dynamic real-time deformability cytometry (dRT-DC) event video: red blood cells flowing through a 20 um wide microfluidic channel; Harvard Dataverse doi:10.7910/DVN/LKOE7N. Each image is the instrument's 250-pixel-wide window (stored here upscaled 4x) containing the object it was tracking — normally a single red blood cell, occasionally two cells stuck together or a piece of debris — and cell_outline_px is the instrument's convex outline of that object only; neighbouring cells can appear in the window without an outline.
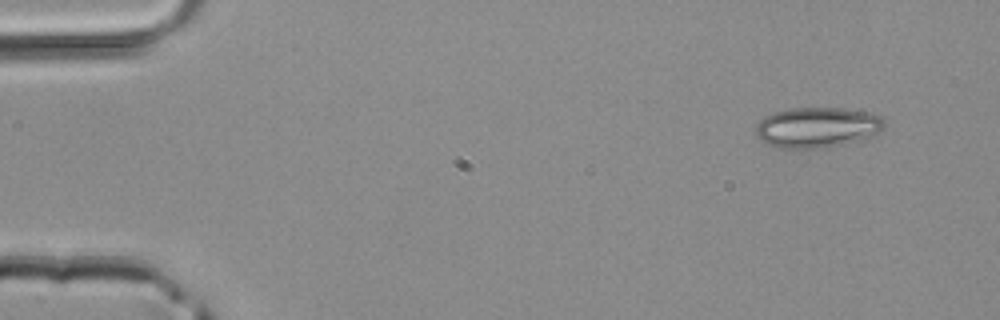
{"species": "common noctule bat (a hibernating species)", "species_latin": "Nyctalus noctula", "temperature_condition": "room temperature", "stored_images_in_passage": 5, "camera_frame_rate_fps": 3000, "um_per_image_px": 0.085, "animal": {"sex": "male", "body_mass_g": 20.4}, "frame": {"image": 1, "passage_image": 1, "time_ms": 0.0, "image_size_px": [1000, 320], "cell_outline_px": [[884, 124], [868, 140], [824, 148], [776, 148], [760, 140], [756, 136], [756, 124], [764, 116], [788, 108], [844, 108], [868, 112], [884, 116]], "centroid_in_image_um": [69.47, 10.84], "position_along_channel_um": 15.5, "area_um2": 30.69}}
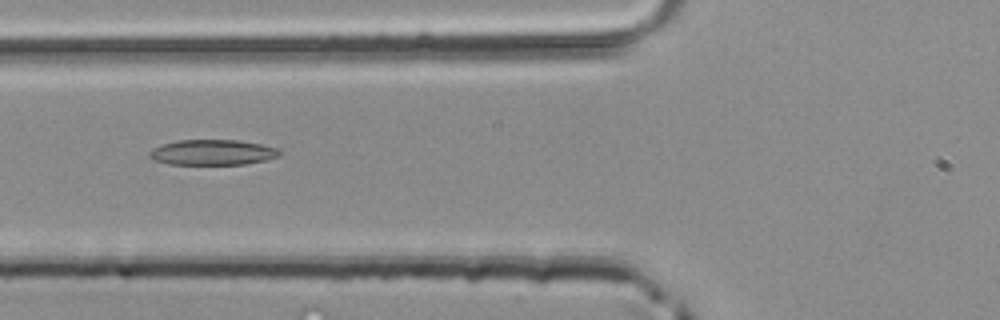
{"frame": {"image": 2, "passage_image": 5, "time_ms": 1.333, "image_size_px": [1000, 320], "cell_outline_px": [[280, 156], [268, 160], [244, 164], [168, 164], [152, 160], [148, 156], [148, 152], [152, 148], [176, 140], [240, 140], [280, 148]], "centroid_in_image_um": [18.07, 12.95], "position_along_channel_um": 107.7, "area_um2": 19.48}}